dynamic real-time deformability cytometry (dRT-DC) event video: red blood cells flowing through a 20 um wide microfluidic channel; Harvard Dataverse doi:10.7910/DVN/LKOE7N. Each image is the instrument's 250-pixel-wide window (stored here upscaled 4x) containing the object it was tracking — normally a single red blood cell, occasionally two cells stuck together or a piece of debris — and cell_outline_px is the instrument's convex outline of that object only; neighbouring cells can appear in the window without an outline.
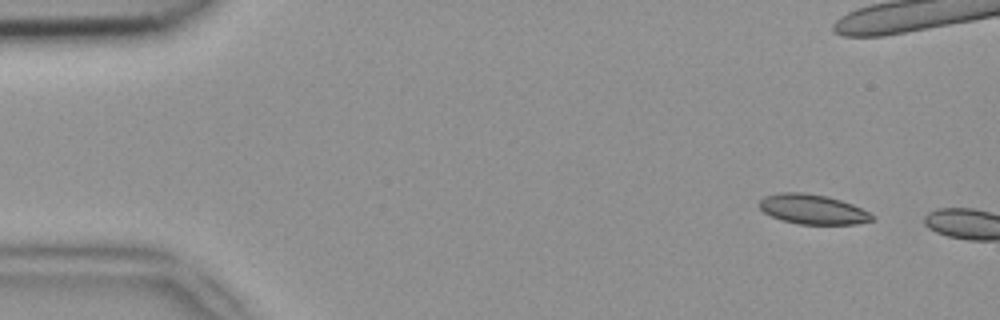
{"species": "common noctule bat (a hibernating species)", "species_latin": "Nyctalus noctula", "temperature_condition": "room temperature", "stored_images_in_passage": 3, "camera_frame_rate_fps": 3000, "um_per_image_px": 0.085, "animal": {"sex": "female", "body_mass_g": 18.4}, "frame": {"image": 1, "passage_image": 1, "time_ms": 0.0, "image_size_px": [1000, 320], "cell_outline_px": [[876, 216], [872, 220], [856, 224], [800, 224], [780, 220], [764, 212], [756, 204], [764, 196], [780, 192], [804, 192], [828, 196], [852, 204]], "centroid_in_image_um": [69.04, 17.78], "position_along_channel_um": 16.0, "area_um2": 19.65}}